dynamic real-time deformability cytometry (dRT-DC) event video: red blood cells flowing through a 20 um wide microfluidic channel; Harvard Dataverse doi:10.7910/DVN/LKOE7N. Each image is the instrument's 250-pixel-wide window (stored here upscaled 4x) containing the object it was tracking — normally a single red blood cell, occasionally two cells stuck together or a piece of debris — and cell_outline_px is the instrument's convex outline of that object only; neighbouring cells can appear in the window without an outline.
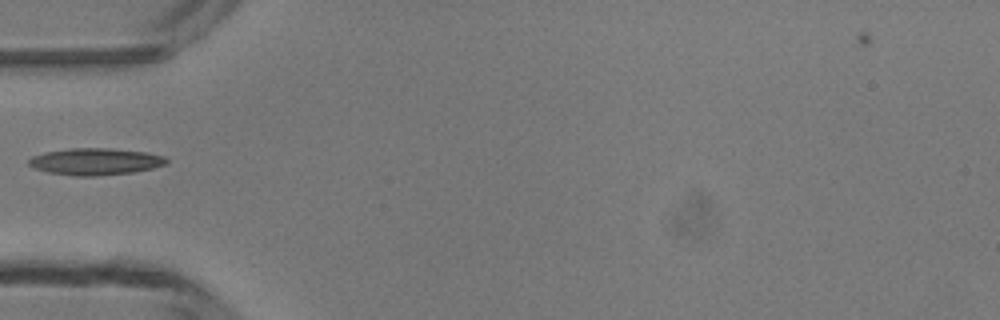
{"species": "common noctule bat (a hibernating species)", "species_latin": "Nyctalus noctula", "temperature_condition": "room temperature", "stored_images_in_passage": 29, "camera_frame_rate_fps": 3000, "um_per_image_px": 0.085, "animal": {"sex": "male", "body_mass_g": 13.3}, "frame": {"image": 1, "passage_image": 1, "time_ms": 0.0, "image_size_px": [1000, 320], "cell_outline_px": [[168, 164], [152, 168], [132, 172], [96, 176], [76, 176], [48, 172], [36, 168], [28, 164], [28, 160], [32, 156], [44, 152], [68, 148], [112, 148], [148, 152], [164, 156], [168, 160]], "centroid_in_image_um": [8.13, 13.72], "position_along_channel_um": 76.9, "area_um2": 21.62}}
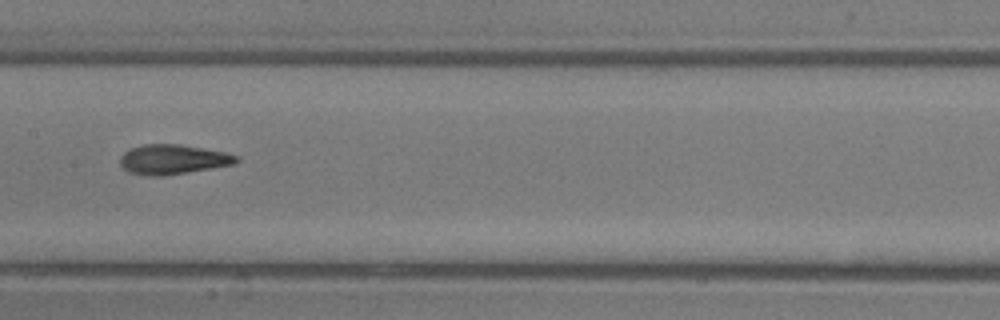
{"frame": {"image": 2, "passage_image": 9, "time_ms": 2.667, "image_size_px": [1000, 320], "cell_outline_px": [[240, 160], [232, 164], [164, 176], [152, 176], [128, 172], [120, 164], [120, 156], [124, 152], [132, 148], [144, 144], [180, 144], [224, 152], [240, 156]], "centroid_in_image_um": [14.68, 13.54], "position_along_channel_um": 192.7, "area_um2": 19.94}}
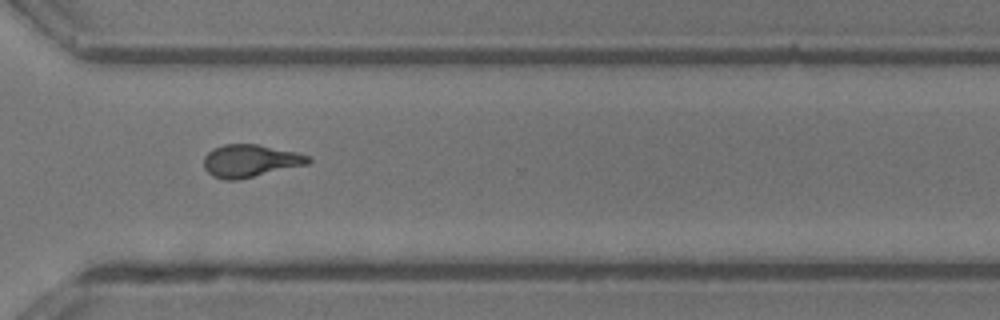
{"frame": {"image": 3, "passage_image": 20, "time_ms": 6.333, "image_size_px": [1000, 320], "cell_outline_px": [[312, 160], [308, 164], [240, 180], [224, 180], [212, 176], [204, 168], [204, 156], [212, 148], [224, 144], [256, 144], [296, 152], [308, 156]], "centroid_in_image_um": [21.24, 13.68], "position_along_channel_um": 349.4, "area_um2": 19.94}}